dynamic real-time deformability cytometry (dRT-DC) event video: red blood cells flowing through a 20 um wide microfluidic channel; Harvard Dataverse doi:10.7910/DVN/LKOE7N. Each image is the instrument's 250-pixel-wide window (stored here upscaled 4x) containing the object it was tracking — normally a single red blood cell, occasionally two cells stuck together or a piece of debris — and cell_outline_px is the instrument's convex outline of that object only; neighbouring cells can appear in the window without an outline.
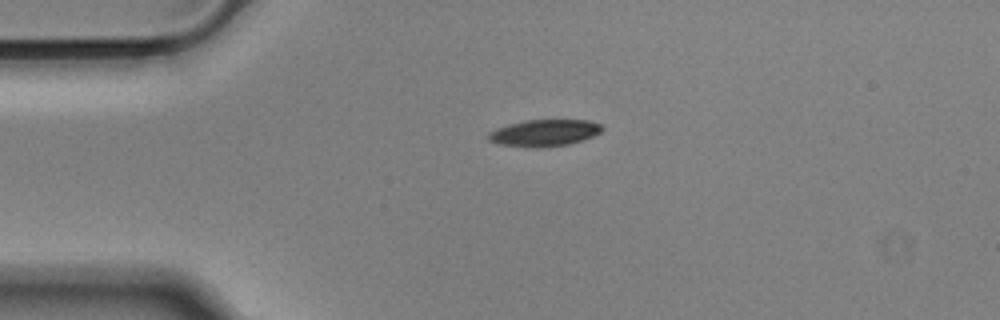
{"species": "Egyptian fruit bat (a non-hibernating species)", "species_latin": "Rousettus aegyptiacus", "temperature_condition": "cold", "stored_images_in_passage": 44, "camera_frame_rate_fps": 3000, "um_per_image_px": 0.085, "animal": {"sex": "male"}, "frame": {"image": 1, "passage_image": 1, "time_ms": 0.0, "image_size_px": [1000, 320], "cell_outline_px": [[604, 128], [600, 132], [592, 136], [568, 144], [500, 144], [488, 140], [488, 132], [496, 128], [508, 124], [524, 120], [588, 120], [600, 124]], "centroid_in_image_um": [46.28, 11.22], "position_along_channel_um": 38.7, "area_um2": 16.59}}
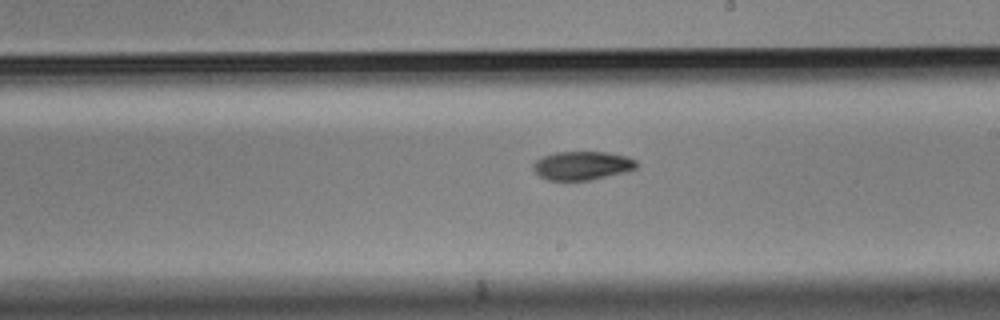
{"frame": {"image": 2, "passage_image": 20, "time_ms": 6.333, "image_size_px": [1000, 320], "cell_outline_px": [[636, 168], [624, 172], [592, 180], [548, 180], [540, 176], [532, 168], [532, 164], [536, 160], [544, 156], [556, 152], [604, 152], [624, 156], [636, 160]], "centroid_in_image_um": [49.45, 14.08], "position_along_channel_um": 239.5, "area_um2": 17.05}}
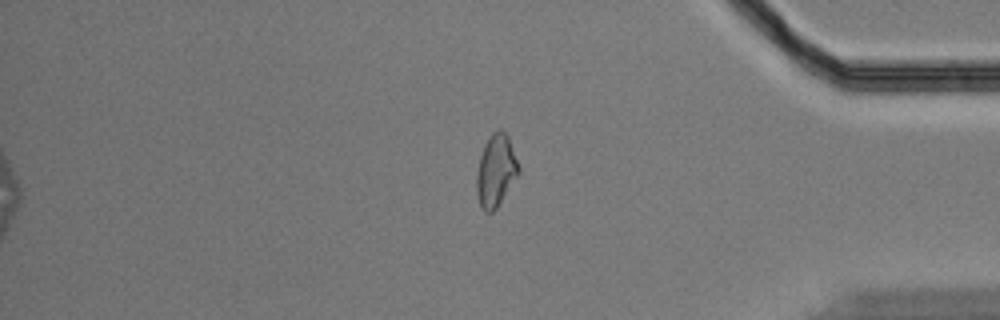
{"frame": {"image": 3, "passage_image": 35, "time_ms": 11.333, "image_size_px": [1000, 320], "cell_outline_px": [[520, 172], [496, 208], [492, 212], [484, 212], [480, 208], [476, 192], [476, 172], [480, 156], [484, 144], [492, 132], [500, 128], [508, 136], [520, 168]], "centroid_in_image_um": [42.13, 14.51], "position_along_channel_um": 393.1, "area_um2": 17.74}, "authors_computed_cell_mechanics": {"area_um2": 17.629, "velocity_mm_per_s": 3.5984, "shape_relaxation_time_tau1_ms": 4.5881, "shape_relaxation_time_tau2_ms": null, "deformation_change_tau1": 0.1491, "deformation_change_tau2": null}}